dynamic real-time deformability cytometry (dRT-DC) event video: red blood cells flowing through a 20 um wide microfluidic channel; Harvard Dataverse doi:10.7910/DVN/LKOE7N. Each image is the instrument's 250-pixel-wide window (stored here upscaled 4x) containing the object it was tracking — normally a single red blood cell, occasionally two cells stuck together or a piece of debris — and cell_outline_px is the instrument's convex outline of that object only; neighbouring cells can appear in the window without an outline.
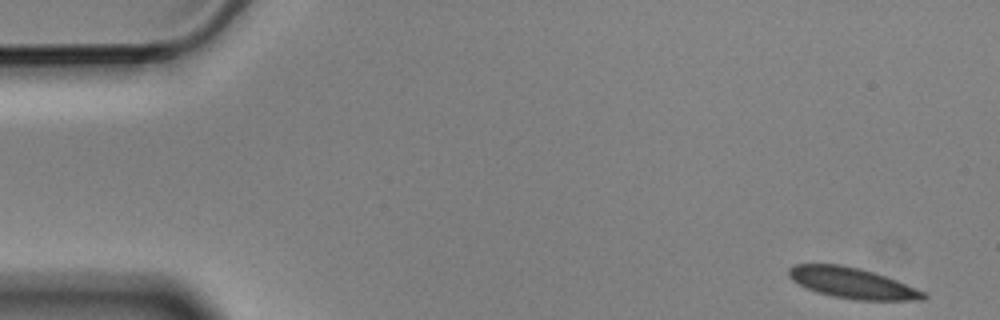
{"species": "Egyptian fruit bat (a non-hibernating species)", "species_latin": "Rousettus aegyptiacus", "temperature_condition": "cold", "stored_images_in_passage": 8, "camera_frame_rate_fps": 3000, "um_per_image_px": 0.085, "animal": {"sex": "male"}, "frame": {"image": 1, "passage_image": 1, "time_ms": 0.0, "image_size_px": [1000, 320], "cell_outline_px": [[928, 296], [924, 300], [856, 300], [832, 296], [816, 292], [792, 280], [788, 276], [788, 268], [792, 264], [840, 264], [860, 268], [896, 280], [924, 292]], "centroid_in_image_um": [72.41, 24.05], "position_along_channel_um": 12.6, "area_um2": 23.99}}
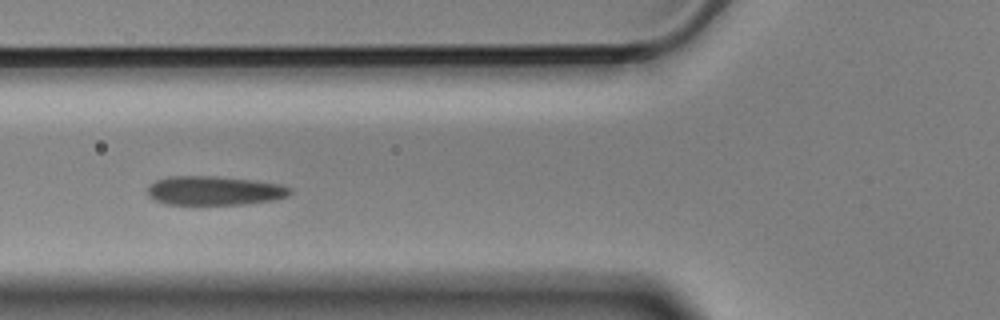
{"frame": {"image": 2, "passage_image": 6, "time_ms": 1.667, "image_size_px": [1000, 320], "cell_outline_px": [[292, 192], [288, 196], [276, 200], [244, 204], [164, 204], [148, 196], [148, 188], [156, 180], [168, 176], [212, 176], [252, 180], [280, 184], [292, 188]], "centroid_in_image_um": [18.25, 16.21], "position_along_channel_um": 107.5, "area_um2": 24.1}}
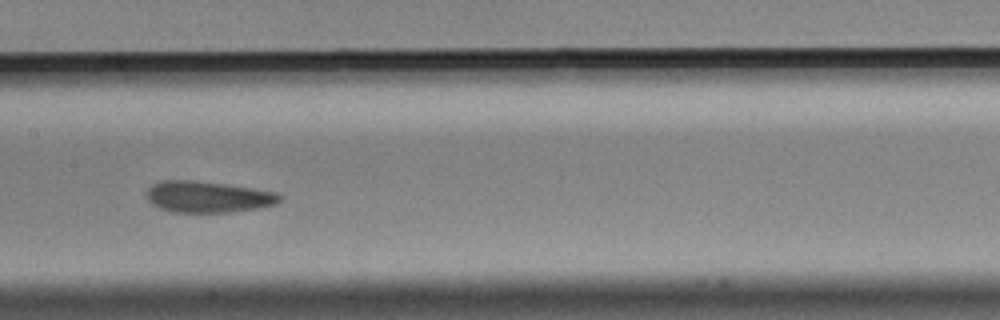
{"frame": {"image": 3, "passage_image": 8, "time_ms": 2.333, "image_size_px": [1000, 320], "cell_outline_px": [[280, 200], [276, 204], [256, 208], [228, 212], [172, 212], [160, 208], [152, 204], [148, 200], [148, 188], [152, 184], [160, 180], [192, 180], [224, 184], [252, 188], [276, 192], [280, 196]], "centroid_in_image_um": [17.63, 16.73], "position_along_channel_um": 189.8, "area_um2": 24.04}}